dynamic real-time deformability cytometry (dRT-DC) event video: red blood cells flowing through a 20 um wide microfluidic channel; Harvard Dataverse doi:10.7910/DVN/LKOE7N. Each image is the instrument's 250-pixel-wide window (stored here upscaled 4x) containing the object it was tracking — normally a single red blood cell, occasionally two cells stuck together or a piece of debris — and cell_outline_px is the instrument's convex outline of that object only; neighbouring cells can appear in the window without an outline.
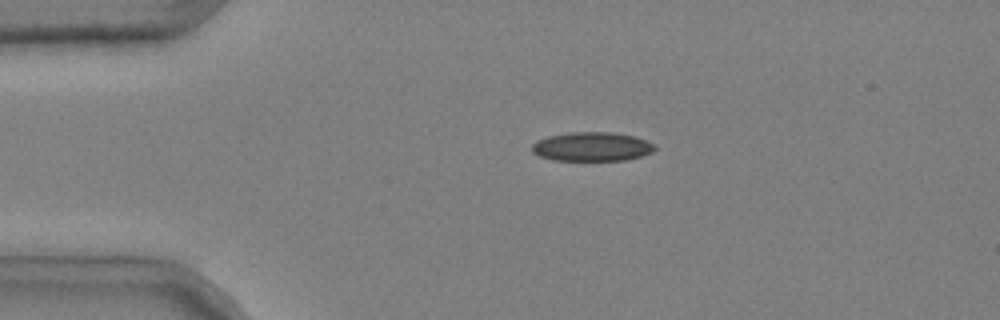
{"species": "common noctule bat (a hibernating species)", "species_latin": "Nyctalus noctula", "temperature_condition": "cold", "stored_images_in_passage": 50, "camera_frame_rate_fps": 3000, "um_per_image_px": 0.085, "animal": {"sex": "male", "body_mass_g": 20.4}, "frame": {"image": 1, "passage_image": 12, "time_ms": 3.667, "image_size_px": [1000, 320], "cell_outline_px": [[656, 148], [652, 152], [640, 156], [624, 160], [552, 160], [540, 156], [532, 152], [532, 144], [536, 140], [548, 136], [568, 132], [612, 132], [636, 136], [648, 140], [656, 144]], "centroid_in_image_um": [50.33, 12.45], "position_along_channel_um": 34.7, "area_um2": 20.98}}
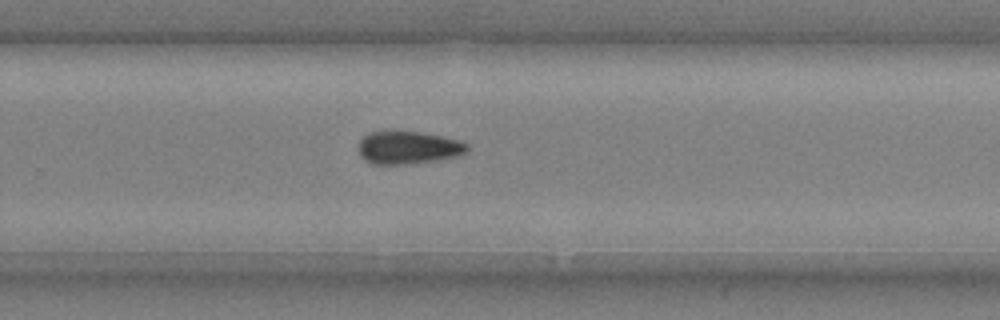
{"frame": {"image": 2, "passage_image": 36, "time_ms": 11.667, "image_size_px": [1000, 320], "cell_outline_px": [[468, 148], [464, 152], [456, 156], [436, 160], [404, 164], [372, 164], [364, 160], [360, 156], [360, 140], [368, 132], [388, 128], [392, 128], [420, 132], [460, 140], [468, 144]], "centroid_in_image_um": [34.63, 12.5], "position_along_channel_um": 295.2, "area_um2": 21.21}}
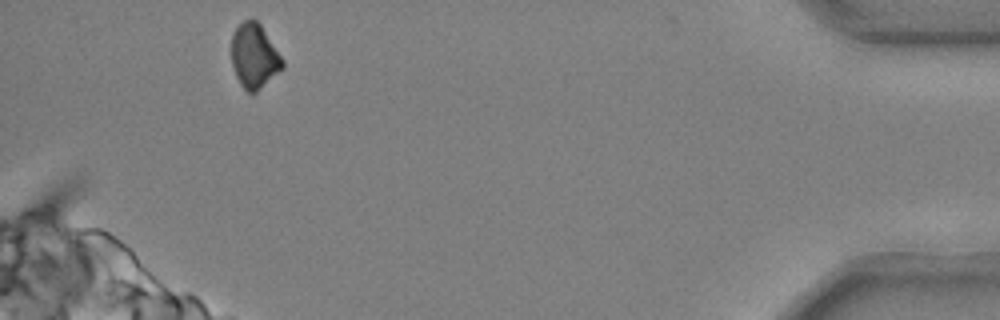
{"frame": {"image": 3, "passage_image": 50, "time_ms": 16.333, "image_size_px": [1000, 320], "cell_outline_px": [[284, 68], [256, 92], [248, 92], [240, 84], [236, 76], [232, 64], [232, 36], [236, 28], [244, 20], [252, 16], [260, 24], [284, 60]], "centroid_in_image_um": [21.62, 4.75], "position_along_channel_um": 413.6, "area_um2": 19.13}, "authors_computed_cell_mechanics": {"area_um2": 20.9814, "velocity_mm_per_s": 3.7043, "shape_relaxation_time_tau1_ms": 5.327, "shape_relaxation_time_tau2_ms": 8.7094, "deformation_change_tau1": 0.1213, "deformation_change_tau2": 0.129}}